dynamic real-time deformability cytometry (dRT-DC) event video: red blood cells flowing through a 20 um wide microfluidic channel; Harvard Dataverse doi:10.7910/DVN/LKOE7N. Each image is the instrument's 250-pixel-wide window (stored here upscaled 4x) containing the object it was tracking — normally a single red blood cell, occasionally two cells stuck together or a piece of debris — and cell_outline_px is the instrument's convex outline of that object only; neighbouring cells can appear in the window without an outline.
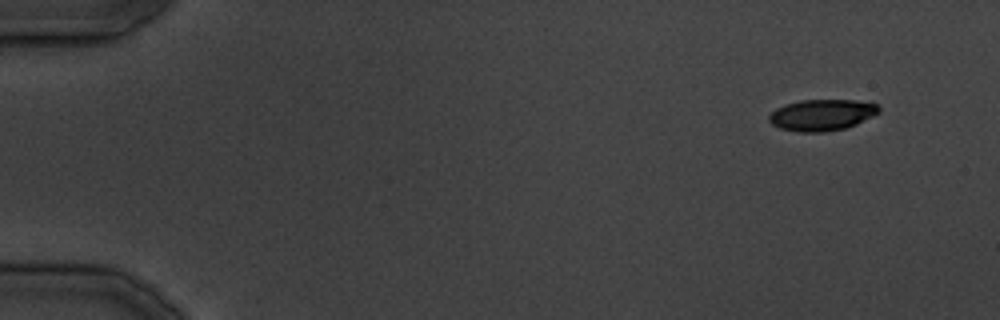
{"species": "common noctule bat (a hibernating species)", "species_latin": "Nyctalus noctula", "temperature_condition": "cold", "stored_images_in_passage": 20, "camera_frame_rate_fps": 3000, "um_per_image_px": 0.085, "animal": {"sex": "male", "body_mass_g": 19.5, "forearm_length_mm": 54.6}, "frame": {"image": 1, "passage_image": 1, "time_ms": 0.0, "image_size_px": [1000, 320], "cell_outline_px": [[880, 112], [856, 124], [844, 128], [824, 132], [796, 132], [780, 128], [772, 124], [768, 120], [768, 116], [776, 108], [784, 104], [800, 100], [856, 100], [876, 104], [880, 108]], "centroid_in_image_um": [69.83, 9.77], "position_along_channel_um": 15.2, "area_um2": 20.06}}